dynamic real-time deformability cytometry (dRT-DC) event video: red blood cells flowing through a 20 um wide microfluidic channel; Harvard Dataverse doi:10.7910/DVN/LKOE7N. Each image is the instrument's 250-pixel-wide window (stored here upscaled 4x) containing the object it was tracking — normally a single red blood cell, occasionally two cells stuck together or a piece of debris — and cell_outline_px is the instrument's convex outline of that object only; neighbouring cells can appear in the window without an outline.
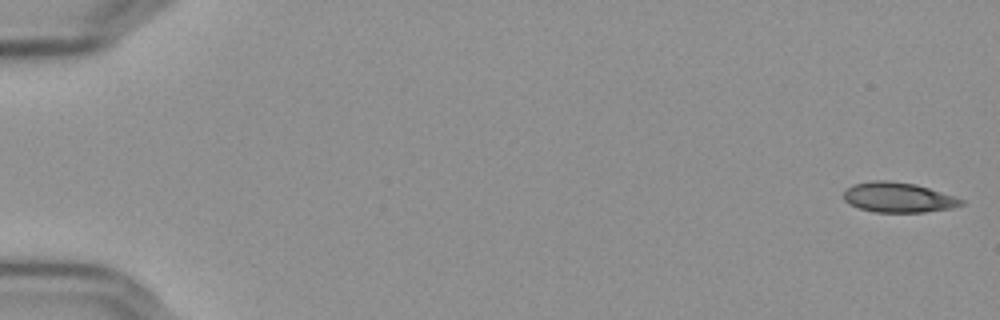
{"species": "Egyptian fruit bat (a non-hibernating species)", "species_latin": "Rousettus aegyptiacus", "temperature_condition": "cold", "stored_images_in_passage": 16, "camera_frame_rate_fps": 3000, "um_per_image_px": 0.085, "frame": {"image": 1, "passage_image": 1, "time_ms": 0.0, "image_size_px": [1000, 320], "cell_outline_px": [[964, 204], [952, 208], [924, 212], [876, 212], [860, 208], [844, 200], [844, 192], [852, 184], [872, 180], [888, 180], [916, 184], [964, 200]], "centroid_in_image_um": [76.34, 16.77], "position_along_channel_um": 8.7, "area_um2": 20.35}}
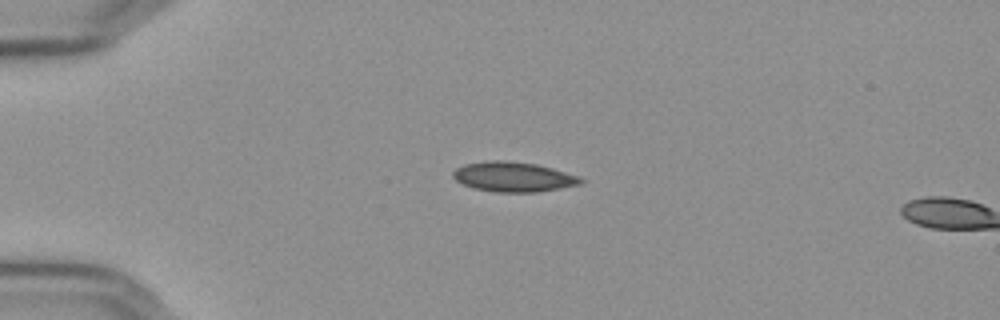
{"frame": {"image": 2, "passage_image": 14, "time_ms": 4.333, "image_size_px": [1000, 320], "cell_outline_px": [[584, 180], [580, 184], [540, 192], [496, 192], [472, 188], [456, 180], [452, 176], [452, 172], [456, 168], [464, 164], [492, 160], [504, 160], [536, 164], [552, 168], [580, 176]], "centroid_in_image_um": [43.64, 15.03], "position_along_channel_um": 41.4, "area_um2": 22.25}}